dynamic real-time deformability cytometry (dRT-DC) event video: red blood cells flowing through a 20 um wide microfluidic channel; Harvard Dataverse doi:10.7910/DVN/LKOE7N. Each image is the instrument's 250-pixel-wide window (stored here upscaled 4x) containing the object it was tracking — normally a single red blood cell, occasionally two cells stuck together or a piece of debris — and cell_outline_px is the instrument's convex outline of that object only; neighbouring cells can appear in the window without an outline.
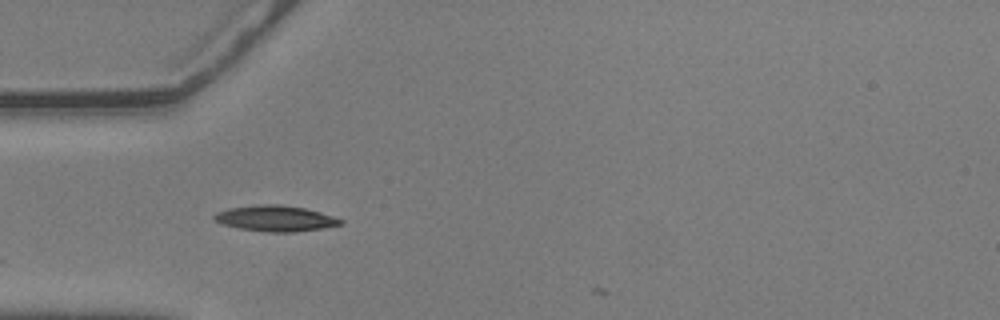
{"species": "common noctule bat (a hibernating species)", "species_latin": "Nyctalus noctula", "temperature_condition": "warm", "stored_images_in_passage": 4, "camera_frame_rate_fps": 3000, "um_per_image_px": 0.085, "animal": {"sex": "male", "body_mass_g": 20.5, "forearm_length_mm": 52.5}, "frame": {"image": 1, "passage_image": 1, "time_ms": 0.0, "image_size_px": [1000, 320], "cell_outline_px": [[344, 224], [296, 232], [268, 232], [240, 228], [224, 224], [212, 220], [212, 216], [216, 212], [228, 208], [260, 204], [280, 204], [304, 208], [320, 212], [344, 220]], "centroid_in_image_um": [23.4, 18.56], "position_along_channel_um": 61.6, "area_um2": 18.96}}